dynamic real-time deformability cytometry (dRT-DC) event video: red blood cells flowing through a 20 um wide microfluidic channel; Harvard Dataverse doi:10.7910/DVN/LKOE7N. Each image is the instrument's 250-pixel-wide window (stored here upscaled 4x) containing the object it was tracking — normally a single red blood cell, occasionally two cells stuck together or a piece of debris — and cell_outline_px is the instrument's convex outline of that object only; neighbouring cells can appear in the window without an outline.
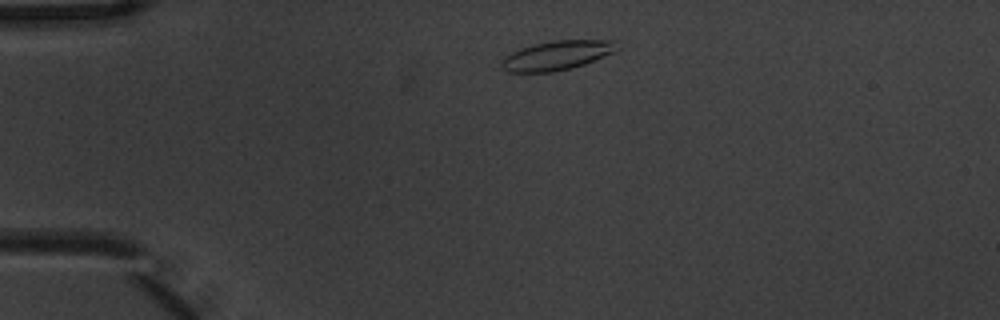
{"species": "common noctule bat (a hibernating species)", "species_latin": "Nyctalus noctula", "temperature_condition": "warm", "stored_images_in_passage": 6, "camera_frame_rate_fps": 3000, "um_per_image_px": 0.085, "animal": {"sex": "male", "body_mass_g": 20.1, "forearm_length_mm": 53.5}, "frame": {"image": 1, "passage_image": 6, "time_ms": 1.667, "image_size_px": [1000, 320], "cell_outline_px": [[620, 48], [604, 56], [584, 64], [572, 68], [552, 72], [508, 72], [500, 68], [500, 60], [504, 56], [512, 52], [536, 44], [556, 40], [616, 40]], "centroid_in_image_um": [47.33, 4.72], "position_along_channel_um": 37.7, "area_um2": 19.65}}